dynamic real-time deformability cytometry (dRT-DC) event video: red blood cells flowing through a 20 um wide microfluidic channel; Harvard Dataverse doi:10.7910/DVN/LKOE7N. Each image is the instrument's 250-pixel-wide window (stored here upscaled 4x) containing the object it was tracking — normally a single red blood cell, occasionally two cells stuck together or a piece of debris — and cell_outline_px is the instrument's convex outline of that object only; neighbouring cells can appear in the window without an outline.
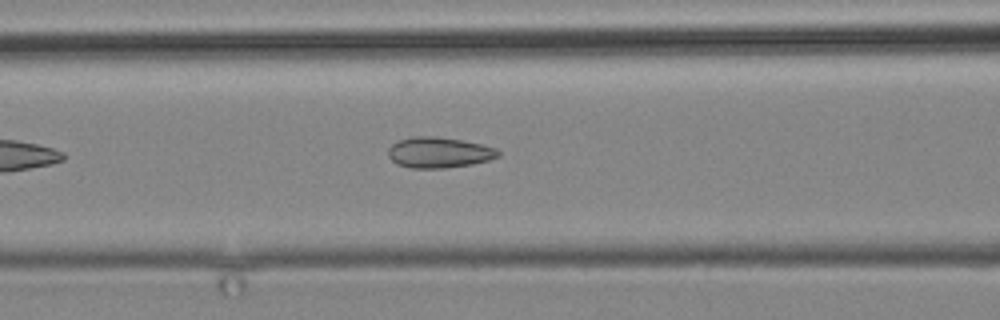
{"species": "common noctule bat (a hibernating species)", "species_latin": "Nyctalus noctula", "temperature_condition": "cold", "stored_images_in_passage": 5, "camera_frame_rate_fps": 3000, "um_per_image_px": 0.085, "animal": {"sex": "male", "body_mass_g": 19.2, "forearm_length_mm": 51.8}, "frame": {"image": 1, "passage_image": 5, "time_ms": 4.667, "image_size_px": [1000, 320], "cell_outline_px": [[500, 156], [488, 160], [472, 164], [444, 168], [412, 168], [396, 164], [388, 156], [388, 148], [396, 140], [412, 136], [436, 136], [460, 140], [480, 144], [496, 148], [500, 152]], "centroid_in_image_um": [37.28, 12.96], "position_along_channel_um": 129.3, "area_um2": 19.77}}